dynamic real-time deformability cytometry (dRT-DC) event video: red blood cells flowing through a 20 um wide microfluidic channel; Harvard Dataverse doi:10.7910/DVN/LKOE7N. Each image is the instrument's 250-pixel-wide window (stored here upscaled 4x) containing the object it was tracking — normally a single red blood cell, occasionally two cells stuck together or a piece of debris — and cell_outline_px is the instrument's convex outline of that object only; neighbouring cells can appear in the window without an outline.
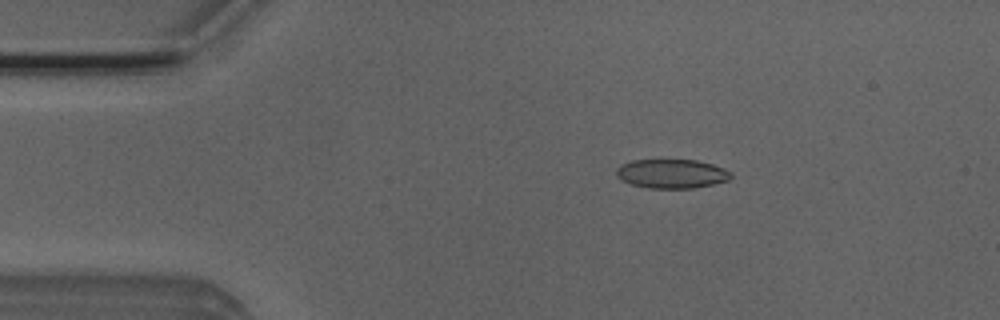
{"species": "Egyptian fruit bat (a non-hibernating species)", "species_latin": "Rousettus aegyptiacus", "temperature_condition": "room temperature", "stored_images_in_passage": 44, "camera_frame_rate_fps": 3000, "um_per_image_px": 0.085, "animal": {"sex": "male"}, "frame": {"image": 1, "passage_image": 1, "time_ms": 0.0, "image_size_px": [1000, 320], "cell_outline_px": [[732, 176], [728, 180], [712, 184], [692, 188], [648, 188], [632, 184], [620, 180], [616, 176], [616, 168], [620, 164], [632, 160], [696, 160], [712, 164], [724, 168], [732, 172]], "centroid_in_image_um": [57.07, 14.76], "position_along_channel_um": 27.9, "area_um2": 19.48}}
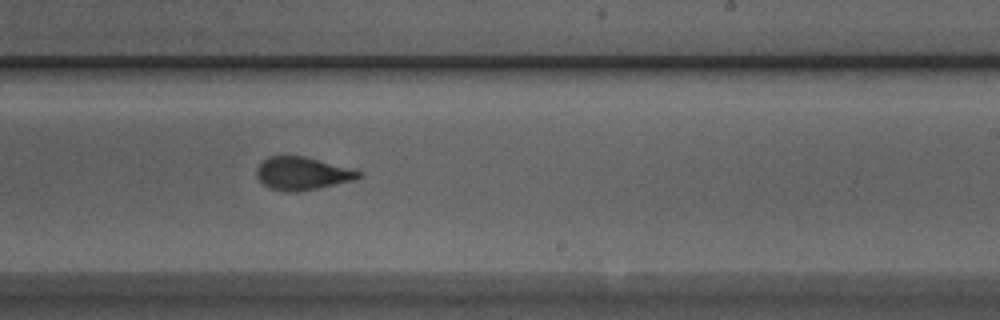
{"frame": {"image": 2, "passage_image": 23, "time_ms": 7.333, "image_size_px": [1000, 320], "cell_outline_px": [[364, 176], [356, 180], [296, 192], [284, 192], [272, 188], [264, 184], [256, 176], [256, 168], [268, 156], [304, 156], [364, 172]], "centroid_in_image_um": [25.72, 14.75], "position_along_channel_um": 263.3, "area_um2": 19.48}}
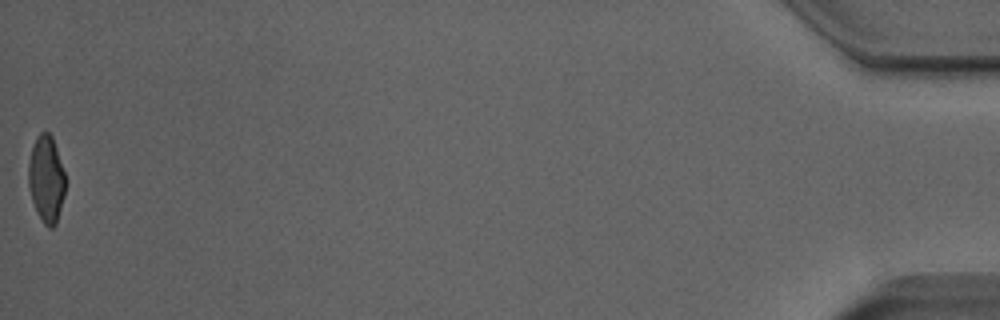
{"frame": {"image": 3, "passage_image": 44, "time_ms": 14.333, "image_size_px": [1000, 320], "cell_outline_px": [[64, 196], [56, 224], [52, 228], [48, 228], [44, 224], [32, 200], [28, 184], [28, 164], [32, 148], [36, 136], [40, 132], [48, 132], [52, 136], [64, 172]], "centroid_in_image_um": [3.92, 15.21], "position_along_channel_um": 431.3, "area_um2": 18.38}, "authors_computed_cell_mechanics": {"area_um2": 19.6809, "velocity_mm_per_s": 3.9243, "shape_relaxation_time_tau1_ms": 5.4499, "shape_relaxation_time_tau2_ms": 0.9698, "deformation_change_tau1": 0.1772, "deformation_change_tau2": 0.0644}}